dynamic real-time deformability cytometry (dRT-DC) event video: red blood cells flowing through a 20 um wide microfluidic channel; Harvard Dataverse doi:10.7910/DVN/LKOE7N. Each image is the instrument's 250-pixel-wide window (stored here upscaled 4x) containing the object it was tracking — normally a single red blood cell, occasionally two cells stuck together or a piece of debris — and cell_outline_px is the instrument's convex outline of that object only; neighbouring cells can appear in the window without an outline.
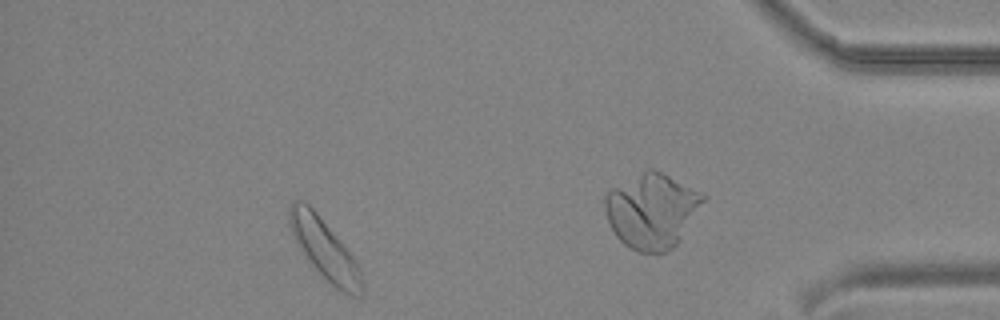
{"species": "common noctule bat (a hibernating species)", "species_latin": "Nyctalus noctula", "temperature_condition": "cold", "stored_images_in_passage": 34, "camera_frame_rate_fps": 3000, "um_per_image_px": 0.085, "animal": {"sex": "male", "body_mass_g": 19.2, "forearm_length_mm": 51.8}, "frame": {"image": 1, "passage_image": 29, "time_ms": 9.333, "image_size_px": [1000, 320], "cell_outline_px": [[364, 292], [360, 296], [352, 296], [340, 292], [300, 252], [292, 236], [288, 224], [288, 212], [292, 200], [304, 200], [316, 212], [352, 256], [360, 268], [364, 284]], "centroid_in_image_um": [27.56, 21.18], "position_along_channel_um": 407.6, "area_um2": 25.32}}